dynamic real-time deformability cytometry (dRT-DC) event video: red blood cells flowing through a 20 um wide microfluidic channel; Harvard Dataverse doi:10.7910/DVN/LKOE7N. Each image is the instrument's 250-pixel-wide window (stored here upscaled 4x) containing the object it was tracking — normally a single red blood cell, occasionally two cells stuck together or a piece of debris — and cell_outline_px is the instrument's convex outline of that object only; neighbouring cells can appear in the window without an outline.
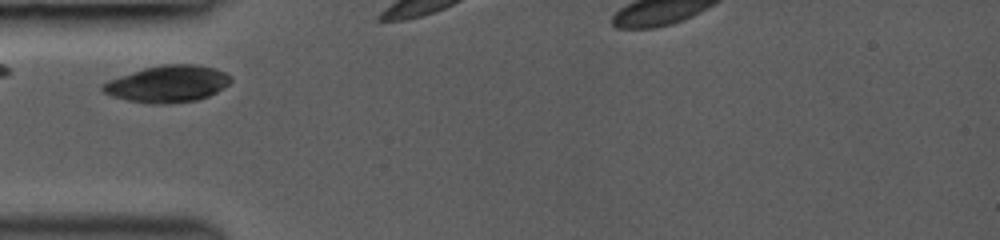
{"species": "common noctule bat (a hibernating species)", "species_latin": "Nyctalus noctula", "temperature_condition": "room temperature", "stored_images_in_passage": 12, "camera_frame_rate_fps": 3000, "um_per_image_px": 0.085, "animal": {"sex": "female", "body_mass_g": 19.0, "forearm_length_mm": 53.3}, "frame": {"image": 1, "passage_image": 1, "time_ms": 0.0, "image_size_px": [1000, 240], "cell_outline_px": [[232, 80], [224, 88], [208, 96], [196, 100], [168, 104], [148, 104], [128, 100], [112, 96], [104, 92], [100, 88], [100, 84], [108, 80], [144, 68], [160, 64], [196, 64], [216, 68], [232, 76]], "centroid_in_image_um": [14.25, 7.13], "position_along_channel_um": 70.7, "area_um2": 27.63}}